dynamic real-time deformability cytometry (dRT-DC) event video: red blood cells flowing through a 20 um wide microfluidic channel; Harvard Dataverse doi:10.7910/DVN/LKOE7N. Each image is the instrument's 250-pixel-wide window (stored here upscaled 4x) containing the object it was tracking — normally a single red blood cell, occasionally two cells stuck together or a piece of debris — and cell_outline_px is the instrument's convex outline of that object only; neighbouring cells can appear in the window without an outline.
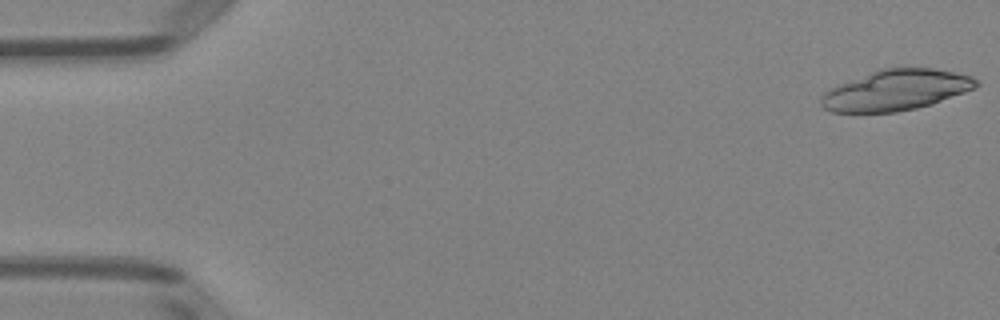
{"species": "Egyptian fruit bat (a non-hibernating species)", "species_latin": "Rousettus aegyptiacus", "temperature_condition": "room temperature", "stored_images_in_passage": 37, "camera_frame_rate_fps": 3000, "um_per_image_px": 0.085, "animal": {"sex": "female"}, "frame": {"image": 1, "passage_image": 1, "time_ms": 0.0, "image_size_px": [1000, 320], "cell_outline_px": [[980, 84], [976, 88], [932, 104], [916, 108], [896, 112], [832, 112], [824, 108], [820, 104], [820, 96], [828, 88], [880, 68], [932, 68], [972, 76], [980, 80]], "centroid_in_image_um": [76.15, 7.66], "position_along_channel_um": 8.8, "area_um2": 36.88}}